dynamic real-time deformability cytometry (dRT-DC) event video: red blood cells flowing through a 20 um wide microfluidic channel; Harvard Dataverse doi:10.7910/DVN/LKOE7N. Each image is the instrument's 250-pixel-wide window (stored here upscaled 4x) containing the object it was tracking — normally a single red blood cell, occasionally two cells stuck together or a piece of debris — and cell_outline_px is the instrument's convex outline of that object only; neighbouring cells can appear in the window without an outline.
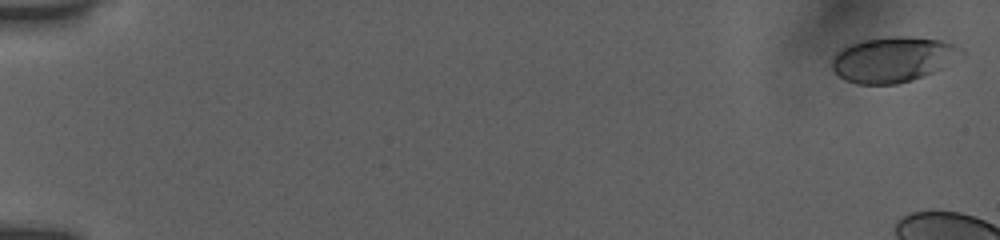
{"species": "human", "species_latin": "Homo sapiens", "temperature_condition": "room temperature", "stored_images_in_passage": 12, "camera_frame_rate_fps": 3000, "um_per_image_px": 0.085, "donor": {"sex": "female"}, "frame": {"image": 1, "passage_image": 1, "time_ms": 0.0, "image_size_px": [1000, 240], "cell_outline_px": [[964, 56], [932, 72], [912, 80], [896, 84], [856, 84], [844, 80], [832, 68], [832, 60], [836, 52], [852, 44], [864, 40], [888, 36], [908, 36], [940, 40], [964, 48]], "centroid_in_image_um": [75.93, 5.05], "position_along_channel_um": 9.1, "area_um2": 34.04}}